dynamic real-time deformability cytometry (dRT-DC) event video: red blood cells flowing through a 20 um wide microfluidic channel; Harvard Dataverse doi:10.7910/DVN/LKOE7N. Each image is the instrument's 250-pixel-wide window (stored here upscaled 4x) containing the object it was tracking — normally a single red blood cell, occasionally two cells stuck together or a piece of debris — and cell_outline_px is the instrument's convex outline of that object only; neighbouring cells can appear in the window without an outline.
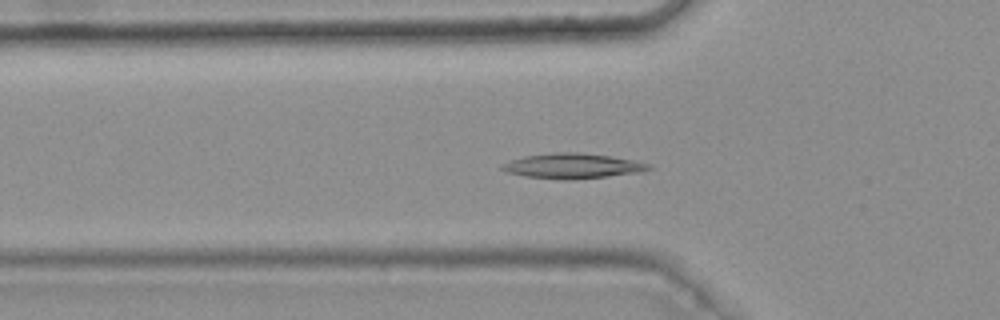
{"species": "common noctule bat (a hibernating species)", "species_latin": "Nyctalus noctula", "temperature_condition": "warm", "stored_images_in_passage": 43, "camera_frame_rate_fps": 3000, "um_per_image_px": 0.085, "animal": {"sex": "female", "body_mass_g": 25.1}, "frame": {"image": 1, "passage_image": 14, "time_ms": 4.333, "image_size_px": [1000, 320], "cell_outline_px": [[652, 168], [640, 172], [608, 176], [564, 180], [560, 180], [524, 176], [508, 172], [500, 168], [500, 164], [508, 160], [524, 156], [552, 152], [576, 152], [608, 156], [632, 160], [648, 164]], "centroid_in_image_um": [48.57, 14.1], "position_along_channel_um": 77.2, "area_um2": 21.33}}
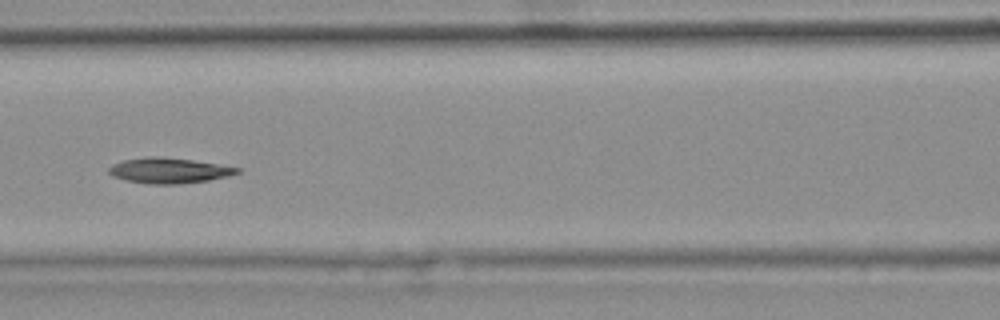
{"frame": {"image": 2, "passage_image": 20, "time_ms": 6.333, "image_size_px": [1000, 320], "cell_outline_px": [[240, 172], [228, 176], [208, 180], [176, 184], [148, 184], [124, 180], [112, 176], [108, 172], [108, 168], [112, 164], [124, 160], [148, 156], [152, 156], [192, 160], [240, 168]], "centroid_in_image_um": [14.31, 14.5], "position_along_channel_um": 152.3, "area_um2": 18.84}}
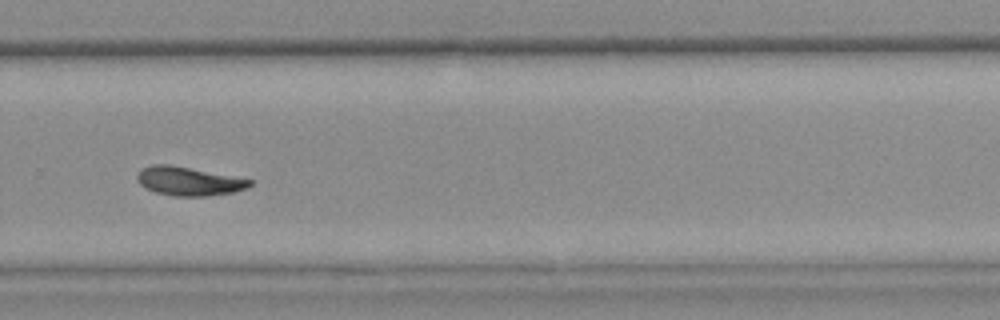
{"frame": {"image": 3, "passage_image": 33, "time_ms": 10.667, "image_size_px": [1000, 320], "cell_outline_px": [[252, 184], [248, 188], [232, 192], [208, 196], [176, 196], [156, 192], [140, 184], [136, 180], [136, 172], [140, 168], [152, 164], [168, 164], [252, 180]], "centroid_in_image_um": [15.99, 15.39], "position_along_channel_um": 313.8, "area_um2": 18.67}}